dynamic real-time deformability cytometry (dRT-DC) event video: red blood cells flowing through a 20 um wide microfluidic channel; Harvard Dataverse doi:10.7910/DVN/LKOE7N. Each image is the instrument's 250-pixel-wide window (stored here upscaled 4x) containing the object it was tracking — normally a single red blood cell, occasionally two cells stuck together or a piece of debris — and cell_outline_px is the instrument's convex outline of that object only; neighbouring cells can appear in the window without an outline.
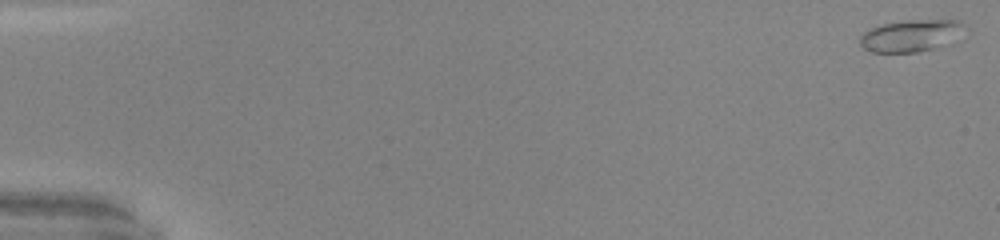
{"species": "common noctule bat (a hibernating species)", "species_latin": "Nyctalus noctula", "temperature_condition": "warm", "stored_images_in_passage": 50, "camera_frame_rate_fps": 3000, "um_per_image_px": 0.085, "animal": {"sex": "male", "body_mass_g": 20.0, "forearm_length_mm": 53.3}, "frame": {"image": 1, "passage_image": 1, "time_ms": 0.0, "image_size_px": [1000, 240], "cell_outline_px": [[968, 28], [932, 48], [916, 52], [872, 52], [864, 48], [860, 44], [860, 36], [864, 32], [880, 24], [908, 20], [956, 20], [964, 24]], "centroid_in_image_um": [77.33, 3.01], "position_along_channel_um": 7.7, "area_um2": 18.79}}
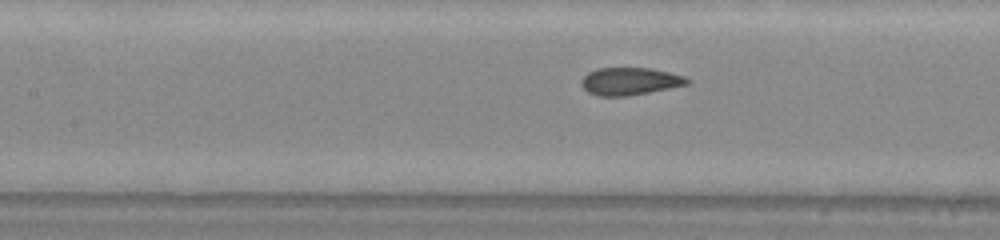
{"frame": {"image": 2, "passage_image": 24, "time_ms": 7.667, "image_size_px": [1000, 240], "cell_outline_px": [[692, 80], [688, 84], [628, 96], [600, 96], [588, 92], [580, 84], [580, 80], [588, 72], [596, 68], [648, 68], [668, 72], [684, 76]], "centroid_in_image_um": [53.51, 6.9], "position_along_channel_um": 153.9, "area_um2": 16.88}}
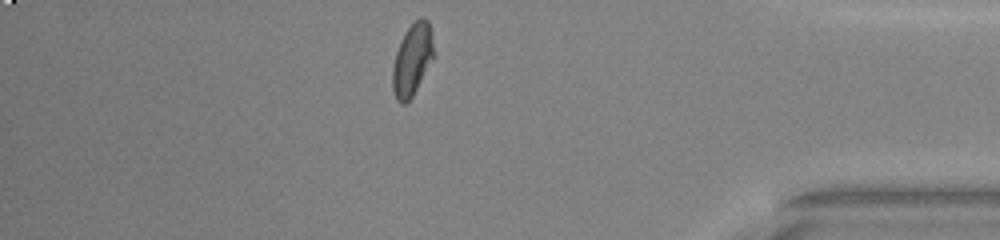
{"frame": {"image": 3, "passage_image": 44, "time_ms": 14.333, "image_size_px": [1000, 240], "cell_outline_px": [[432, 56], [412, 96], [404, 104], [400, 104], [396, 100], [392, 88], [392, 68], [396, 52], [404, 32], [420, 16], [424, 16], [428, 20], [432, 36]], "centroid_in_image_um": [34.99, 5.05], "position_along_channel_um": 400.2, "area_um2": 16.7}, "authors_computed_cell_mechanics": {"area_um2": 17.3978, "velocity_mm_per_s": 4.1616, "shape_relaxation_time_tau1_ms": 9.2705, "shape_relaxation_time_tau2_ms": null, "deformation_change_tau1": 0.2267, "deformation_change_tau2": null}}